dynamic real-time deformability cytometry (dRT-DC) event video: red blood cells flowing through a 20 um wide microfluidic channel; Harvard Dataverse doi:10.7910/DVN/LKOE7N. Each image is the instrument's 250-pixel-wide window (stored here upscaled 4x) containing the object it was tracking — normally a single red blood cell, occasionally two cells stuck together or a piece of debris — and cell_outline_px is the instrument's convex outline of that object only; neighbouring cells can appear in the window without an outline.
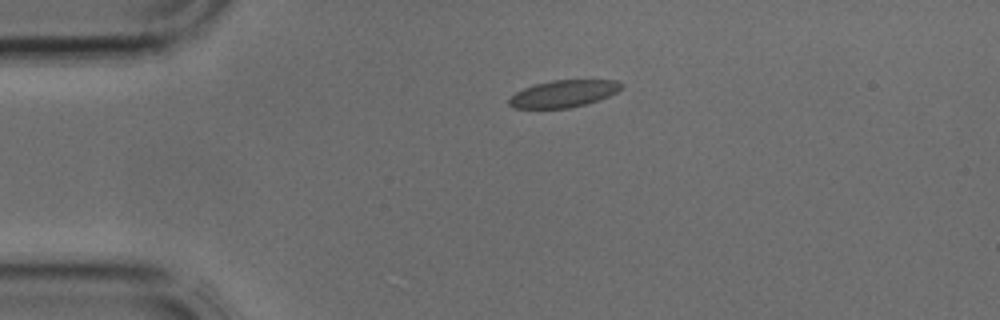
{"species": "common noctule bat (a hibernating species)", "species_latin": "Nyctalus noctula", "temperature_condition": "cold", "stored_images_in_passage": 5, "camera_frame_rate_fps": 3000, "um_per_image_px": 0.085, "animal": {"sex": "male", "body_mass_g": 17.9, "forearm_length_mm": 54.2}, "frame": {"image": 1, "passage_image": 5, "time_ms": 1.333, "image_size_px": [1000, 320], "cell_outline_px": [[624, 88], [608, 96], [584, 104], [568, 108], [512, 108], [508, 104], [508, 100], [516, 92], [524, 88], [536, 84], [552, 80], [616, 80], [624, 84]], "centroid_in_image_um": [47.9, 7.95], "position_along_channel_um": 37.1, "area_um2": 17.57}}